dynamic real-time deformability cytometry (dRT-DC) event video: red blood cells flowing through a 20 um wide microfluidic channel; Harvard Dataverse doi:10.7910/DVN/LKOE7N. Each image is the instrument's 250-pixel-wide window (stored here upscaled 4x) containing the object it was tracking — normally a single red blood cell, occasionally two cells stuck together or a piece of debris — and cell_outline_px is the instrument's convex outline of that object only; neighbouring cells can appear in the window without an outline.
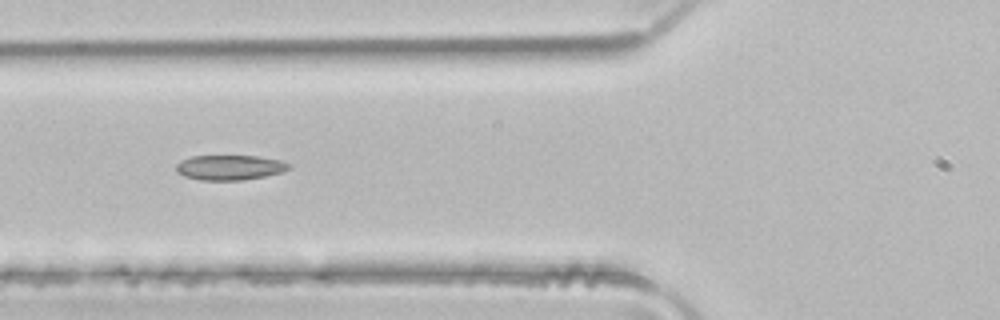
{"species": "common noctule bat (a hibernating species)", "species_latin": "Nyctalus noctula", "temperature_condition": "room temperature", "stored_images_in_passage": 5, "camera_frame_rate_fps": 3000, "um_per_image_px": 0.085, "animal": {"sex": "male", "body_mass_g": 21.5, "forearm_length_mm": 52.0}, "frame": {"image": 1, "passage_image": 4, "time_ms": 1.0, "image_size_px": [1000, 320], "cell_outline_px": [[292, 168], [280, 172], [264, 176], [244, 180], [200, 180], [184, 176], [176, 172], [176, 164], [180, 160], [192, 156], [256, 156], [280, 160], [292, 164]], "centroid_in_image_um": [19.52, 14.23], "position_along_channel_um": 106.3, "area_um2": 16.47}}
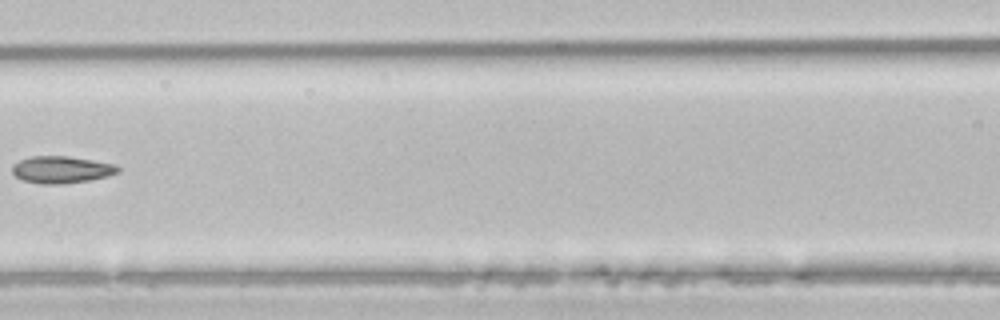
{"frame": {"image": 2, "passage_image": 5, "time_ms": 1.333, "image_size_px": [1000, 320], "cell_outline_px": [[120, 172], [108, 176], [88, 180], [60, 184], [44, 184], [24, 180], [16, 176], [12, 172], [12, 164], [20, 160], [32, 156], [68, 156], [116, 164], [120, 168]], "centroid_in_image_um": [5.24, 14.41], "position_along_channel_um": 161.4, "area_um2": 16.59}}